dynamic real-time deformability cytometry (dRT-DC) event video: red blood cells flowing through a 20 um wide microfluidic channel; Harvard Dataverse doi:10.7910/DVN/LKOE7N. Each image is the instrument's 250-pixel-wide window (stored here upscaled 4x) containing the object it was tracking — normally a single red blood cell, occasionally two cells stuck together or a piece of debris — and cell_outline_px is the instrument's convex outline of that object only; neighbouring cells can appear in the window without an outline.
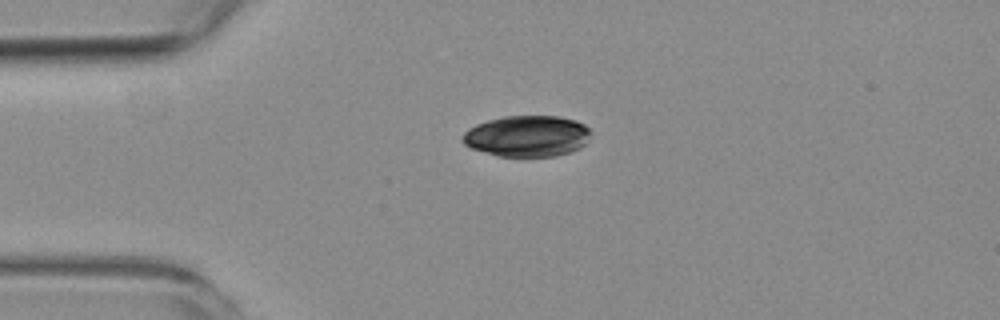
{"species": "common noctule bat (a hibernating species)", "species_latin": "Nyctalus noctula", "temperature_condition": "room temperature", "stored_images_in_passage": 2, "camera_frame_rate_fps": 3000, "um_per_image_px": 0.085, "animal": {"sex": "female", "body_mass_g": 19.3, "forearm_length_mm": 54.1}, "frame": {"image": 1, "passage_image": 1, "time_ms": 0.0, "image_size_px": [1000, 320], "cell_outline_px": [[588, 140], [580, 148], [556, 156], [496, 156], [472, 148], [464, 144], [460, 140], [464, 132], [468, 128], [476, 124], [488, 120], [504, 116], [560, 116], [576, 120], [584, 124], [588, 128]], "centroid_in_image_um": [44.77, 11.56], "position_along_channel_um": 40.2, "area_um2": 30.75}}